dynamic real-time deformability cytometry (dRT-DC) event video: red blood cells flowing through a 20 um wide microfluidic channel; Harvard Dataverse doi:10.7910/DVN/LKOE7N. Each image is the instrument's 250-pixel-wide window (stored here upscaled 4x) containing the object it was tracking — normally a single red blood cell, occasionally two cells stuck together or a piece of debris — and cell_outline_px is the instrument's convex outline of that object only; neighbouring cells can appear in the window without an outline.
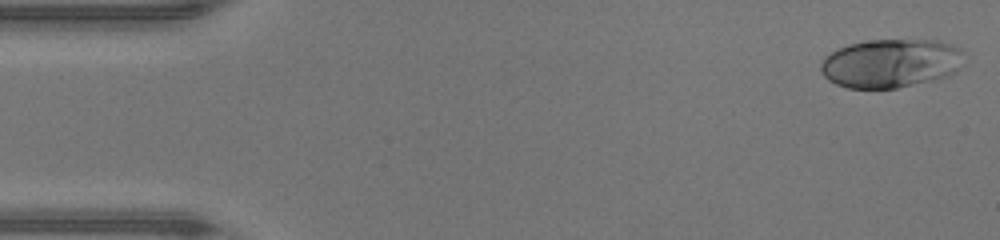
{"species": "human", "species_latin": "Homo sapiens", "temperature_condition": "warm", "stored_images_in_passage": 46, "camera_frame_rate_fps": 3000, "um_per_image_px": 0.085, "donor": {"sex": "male"}, "frame": {"image": 1, "passage_image": 1, "time_ms": 0.0, "image_size_px": [1000, 240], "cell_outline_px": [[960, 52], [956, 72], [948, 76], [932, 80], [896, 88], [848, 88], [836, 84], [828, 80], [820, 72], [820, 64], [824, 56], [848, 44], [872, 40], [936, 40], [948, 44], [956, 48]], "centroid_in_image_um": [75.61, 5.39], "position_along_channel_um": 9.4, "area_um2": 40.11}}
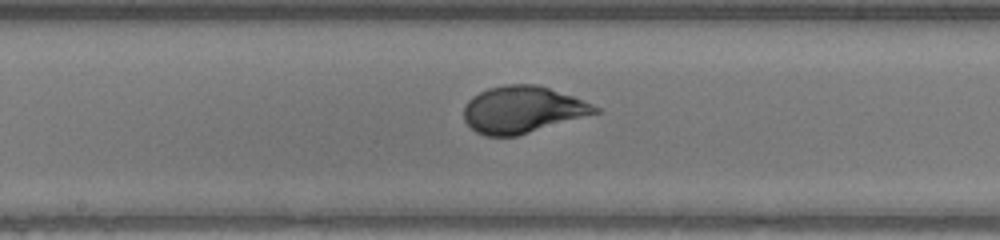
{"frame": {"image": 2, "passage_image": 23, "time_ms": 7.333, "image_size_px": [1000, 240], "cell_outline_px": [[604, 112], [516, 136], [484, 136], [476, 132], [464, 120], [464, 104], [472, 96], [488, 88], [504, 84], [536, 84], [572, 96], [592, 104], [600, 108]], "centroid_in_image_um": [44.42, 9.32], "position_along_channel_um": 203.8, "area_um2": 36.01}}
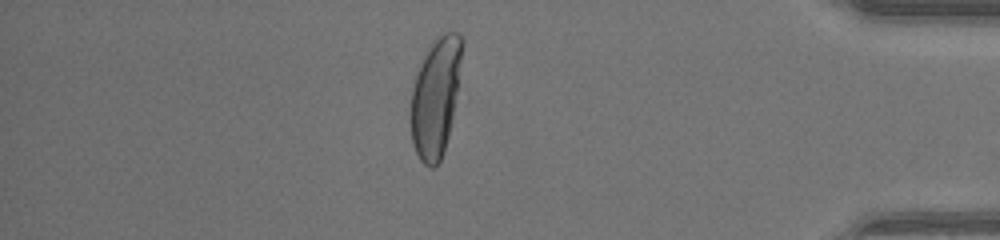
{"frame": {"image": 3, "passage_image": 39, "time_ms": 12.667, "image_size_px": [1000, 240], "cell_outline_px": [[464, 44], [452, 116], [448, 136], [444, 152], [440, 160], [432, 168], [428, 168], [420, 160], [412, 144], [412, 88], [416, 72], [428, 44], [436, 36], [444, 32], [456, 32], [464, 40]], "centroid_in_image_um": [37.02, 8.18], "position_along_channel_um": 398.2, "area_um2": 35.37}, "authors_computed_cell_mechanics": {"area_um2": 36.7319, "velocity_mm_per_s": 4.4196, "shape_relaxation_time_tau1_ms": 3.7117, "shape_relaxation_time_tau2_ms": null, "deformation_change_tau1": 0.2356, "deformation_change_tau2": null}}